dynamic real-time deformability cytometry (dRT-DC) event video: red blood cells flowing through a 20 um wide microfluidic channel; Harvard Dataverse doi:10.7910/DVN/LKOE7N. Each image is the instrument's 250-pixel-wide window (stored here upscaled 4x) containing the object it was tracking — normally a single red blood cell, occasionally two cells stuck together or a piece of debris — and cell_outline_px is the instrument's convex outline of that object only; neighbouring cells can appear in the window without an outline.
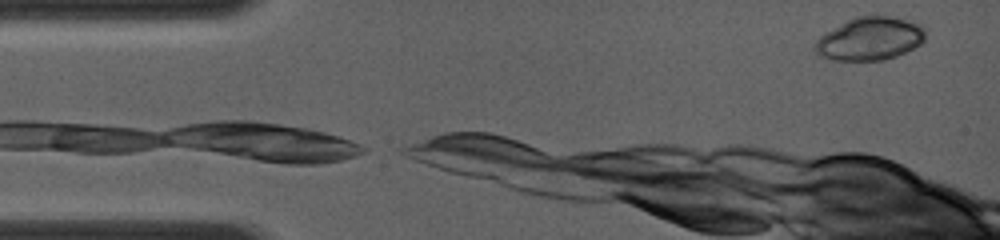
{"species": "common noctule bat (a hibernating species)", "species_latin": "Nyctalus noctula", "temperature_condition": "room temperature", "stored_images_in_passage": 11, "camera_frame_rate_fps": 4000, "um_per_image_px": 0.085, "animal": {"sex": "female", "body_mass_g": 19.0, "forearm_length_mm": 56.7}, "frame": {"image": 1, "passage_image": 2, "time_ms": 0.25, "image_size_px": [1000, 240], "cell_outline_px": [[928, 28], [924, 40], [920, 44], [896, 56], [884, 60], [832, 60], [816, 56], [812, 48], [812, 44], [824, 32], [856, 16], [904, 16]], "centroid_in_image_um": [73.93, 3.28], "position_along_channel_um": 11.1, "area_um2": 28.44}}